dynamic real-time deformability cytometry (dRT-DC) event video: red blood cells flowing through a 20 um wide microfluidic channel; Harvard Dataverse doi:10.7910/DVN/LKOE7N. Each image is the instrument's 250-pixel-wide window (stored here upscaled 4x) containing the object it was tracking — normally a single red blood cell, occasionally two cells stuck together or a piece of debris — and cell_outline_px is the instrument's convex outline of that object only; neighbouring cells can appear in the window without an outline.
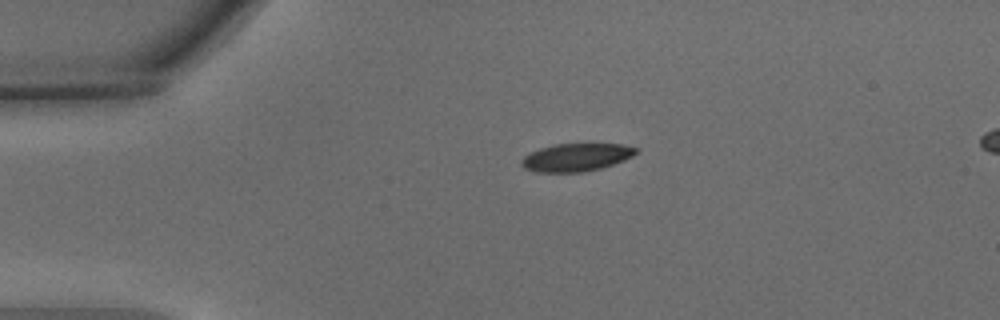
{"species": "common noctule bat (a hibernating species)", "species_latin": "Nyctalus noctula", "temperature_condition": "warm", "stored_images_in_passage": 44, "camera_frame_rate_fps": 3000, "um_per_image_px": 0.085, "animal": {"sex": "male", "body_mass_g": 15.6}, "frame": {"image": 1, "passage_image": 1, "time_ms": 0.0, "image_size_px": [1000, 320], "cell_outline_px": [[640, 152], [624, 160], [600, 168], [584, 172], [536, 172], [524, 168], [520, 164], [520, 160], [524, 156], [540, 148], [552, 144], [624, 144], [640, 148]], "centroid_in_image_um": [49.0, 13.36], "position_along_channel_um": 36.0, "area_um2": 18.73}}
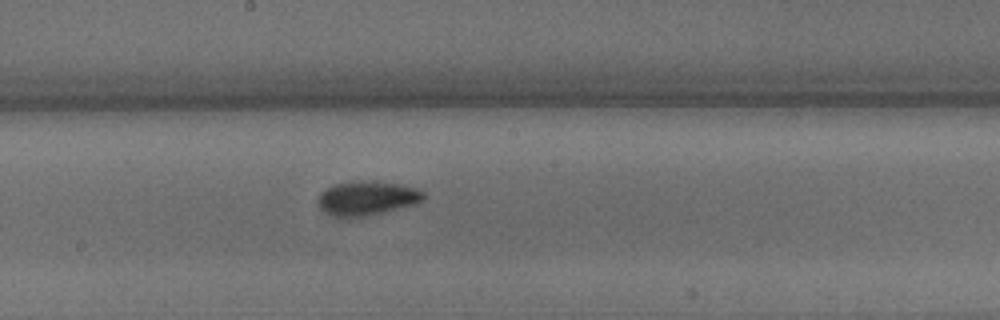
{"frame": {"image": 2, "passage_image": 19, "time_ms": 6.0, "image_size_px": [1000, 320], "cell_outline_px": [[424, 200], [416, 204], [364, 216], [332, 216], [324, 212], [320, 208], [320, 192], [332, 184], [400, 184], [416, 188], [424, 192]], "centroid_in_image_um": [31.21, 16.89], "position_along_channel_um": 217.0, "area_um2": 19.77}}
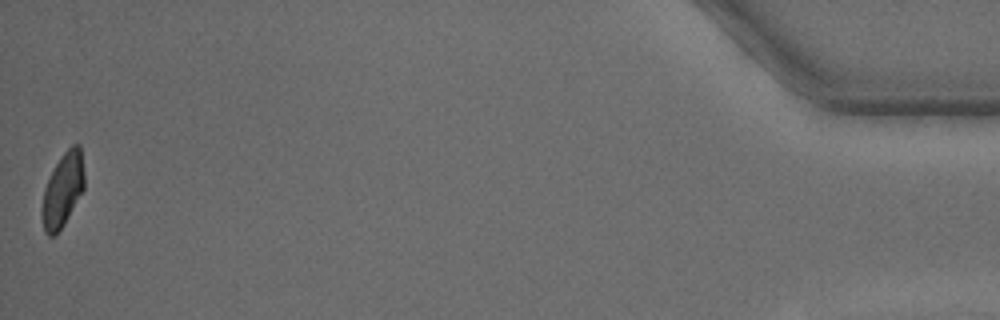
{"frame": {"image": 3, "passage_image": 44, "time_ms": 14.333, "image_size_px": [1000, 320], "cell_outline_px": [[84, 188], [64, 224], [56, 236], [48, 236], [44, 232], [40, 216], [40, 208], [44, 188], [56, 164], [64, 152], [72, 144], [80, 144], [84, 172]], "centroid_in_image_um": [5.3, 16.19], "position_along_channel_um": 429.9, "area_um2": 18.38}, "authors_computed_cell_mechanics": {"area_um2": 19.5942, "velocity_mm_per_s": 3.6656, "shape_relaxation_time_tau1_ms": 3.847, "shape_relaxation_time_tau2_ms": 2.1697, "deformation_change_tau1": 0.1304, "deformation_change_tau2": 0.061}}